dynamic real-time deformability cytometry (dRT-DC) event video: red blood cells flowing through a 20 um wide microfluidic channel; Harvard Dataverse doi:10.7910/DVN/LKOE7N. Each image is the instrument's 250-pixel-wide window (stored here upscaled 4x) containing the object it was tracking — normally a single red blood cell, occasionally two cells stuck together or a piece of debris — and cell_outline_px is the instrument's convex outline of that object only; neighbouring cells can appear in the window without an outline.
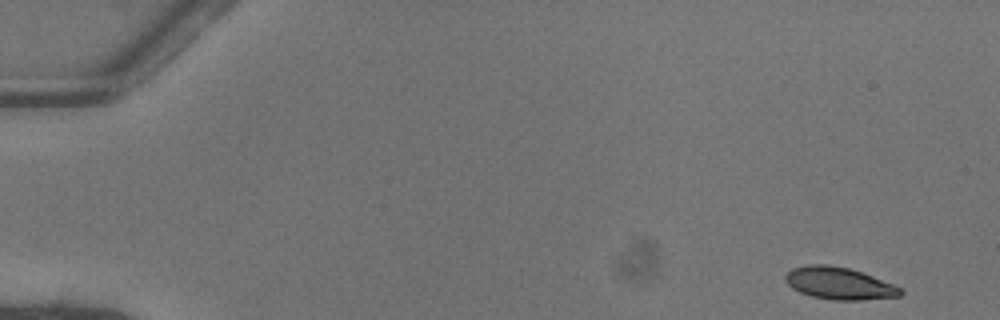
{"species": "common noctule bat (a hibernating species)", "species_latin": "Nyctalus noctula", "temperature_condition": "warm", "stored_images_in_passage": 49, "camera_frame_rate_fps": 3000, "um_per_image_px": 0.085, "animal": {"sex": "female"}, "frame": {"image": 1, "passage_image": 1, "time_ms": 0.0, "image_size_px": [1000, 320], "cell_outline_px": [[904, 292], [900, 296], [860, 300], [832, 300], [812, 296], [800, 292], [792, 288], [784, 280], [784, 276], [792, 268], [808, 264], [828, 264], [848, 268], [872, 276], [892, 284], [900, 288]], "centroid_in_image_um": [71.29, 24.08], "position_along_channel_um": 13.7, "area_um2": 21.44}}
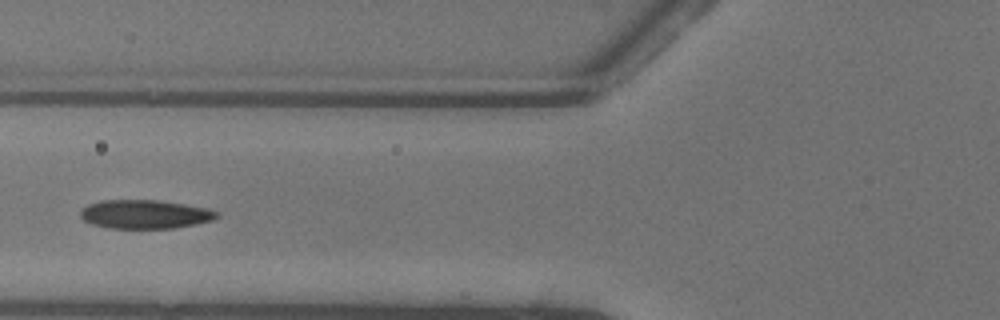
{"frame": {"image": 2, "passage_image": 19, "time_ms": 6.0, "image_size_px": [1000, 320], "cell_outline_px": [[220, 216], [212, 220], [176, 228], [108, 228], [92, 224], [84, 220], [80, 216], [80, 212], [88, 204], [100, 200], [156, 200], [184, 204], [208, 208], [220, 212]], "centroid_in_image_um": [12.34, 18.21], "position_along_channel_um": 113.5, "area_um2": 22.89}}
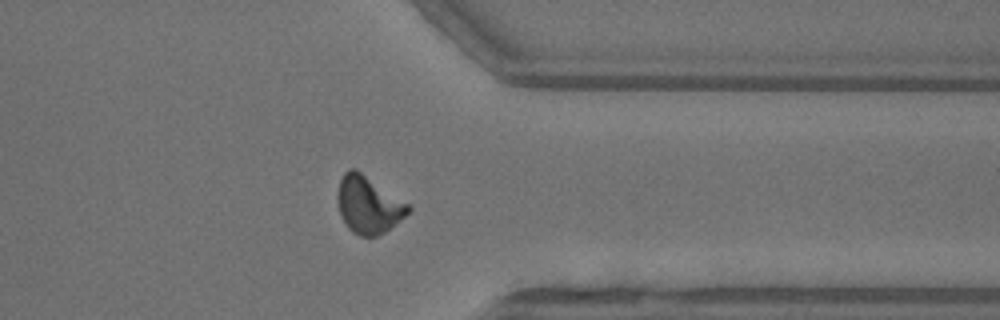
{"frame": {"image": 3, "passage_image": 39, "time_ms": 12.667, "image_size_px": [1000, 320], "cell_outline_px": [[412, 208], [400, 220], [384, 232], [376, 236], [360, 236], [352, 232], [348, 228], [340, 216], [336, 196], [340, 180], [344, 172], [348, 168], [356, 168], [412, 204]], "centroid_in_image_um": [31.32, 17.37], "position_along_channel_um": 380.1, "area_um2": 24.04}, "authors_computed_cell_mechanics": {"area_um2": 22.4842, "velocity_mm_per_s": 4.0752, "shape_relaxation_time_tau1_ms": 3.6002, "shape_relaxation_time_tau2_ms": 2.6383, "deformation_change_tau1": 0.1411, "deformation_change_tau2": 0.0731}}